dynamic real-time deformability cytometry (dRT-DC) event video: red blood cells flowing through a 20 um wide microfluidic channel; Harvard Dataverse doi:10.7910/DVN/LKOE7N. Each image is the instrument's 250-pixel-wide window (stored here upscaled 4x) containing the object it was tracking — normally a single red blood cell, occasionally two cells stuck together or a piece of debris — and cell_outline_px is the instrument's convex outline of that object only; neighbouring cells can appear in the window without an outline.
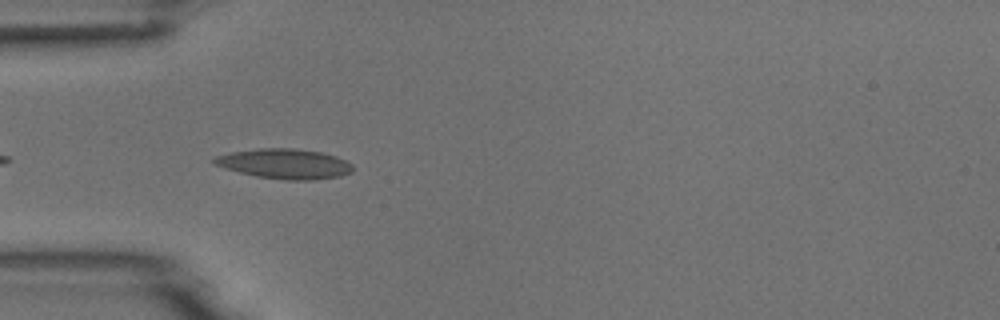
{"species": "common noctule bat (a hibernating species)", "species_latin": "Nyctalus noctula", "temperature_condition": "room temperature", "stored_images_in_passage": 5, "camera_frame_rate_fps": 3000, "um_per_image_px": 0.085, "animal": {"sex": "male", "body_mass_g": 18.8}, "frame": {"image": 1, "passage_image": 5, "time_ms": 4.333, "image_size_px": [1000, 320], "cell_outline_px": [[352, 172], [340, 176], [312, 180], [284, 180], [256, 176], [224, 168], [212, 164], [212, 160], [216, 156], [232, 152], [260, 148], [292, 148], [320, 152], [336, 156], [352, 164]], "centroid_in_image_um": [24.18, 13.92], "position_along_channel_um": 60.8, "area_um2": 24.1}}